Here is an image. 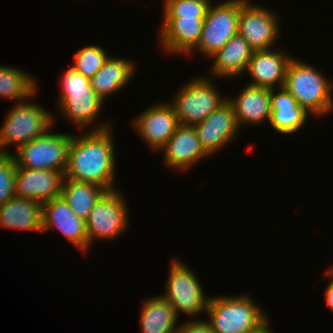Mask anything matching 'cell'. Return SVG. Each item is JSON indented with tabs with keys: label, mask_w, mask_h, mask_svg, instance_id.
<instances>
[{
	"label": "cell",
	"mask_w": 333,
	"mask_h": 333,
	"mask_svg": "<svg viewBox=\"0 0 333 333\" xmlns=\"http://www.w3.org/2000/svg\"><path fill=\"white\" fill-rule=\"evenodd\" d=\"M133 124L140 138L151 146L153 151H160L180 125L169 102L152 105L137 116Z\"/></svg>",
	"instance_id": "7c38bea8"
},
{
	"label": "cell",
	"mask_w": 333,
	"mask_h": 333,
	"mask_svg": "<svg viewBox=\"0 0 333 333\" xmlns=\"http://www.w3.org/2000/svg\"><path fill=\"white\" fill-rule=\"evenodd\" d=\"M119 191H106L95 203L86 223L88 247L92 241L111 240L128 228L127 204Z\"/></svg>",
	"instance_id": "30bf717a"
},
{
	"label": "cell",
	"mask_w": 333,
	"mask_h": 333,
	"mask_svg": "<svg viewBox=\"0 0 333 333\" xmlns=\"http://www.w3.org/2000/svg\"><path fill=\"white\" fill-rule=\"evenodd\" d=\"M21 146L14 158L17 167L65 172L73 134L49 133Z\"/></svg>",
	"instance_id": "52a82bcc"
},
{
	"label": "cell",
	"mask_w": 333,
	"mask_h": 333,
	"mask_svg": "<svg viewBox=\"0 0 333 333\" xmlns=\"http://www.w3.org/2000/svg\"><path fill=\"white\" fill-rule=\"evenodd\" d=\"M163 18H205L210 0H164Z\"/></svg>",
	"instance_id": "83f0119b"
},
{
	"label": "cell",
	"mask_w": 333,
	"mask_h": 333,
	"mask_svg": "<svg viewBox=\"0 0 333 333\" xmlns=\"http://www.w3.org/2000/svg\"><path fill=\"white\" fill-rule=\"evenodd\" d=\"M93 128L82 137L73 135L64 172L65 178L90 182L101 186L106 191L116 190L113 181L116 164H114L111 125L102 123Z\"/></svg>",
	"instance_id": "6da1fadb"
},
{
	"label": "cell",
	"mask_w": 333,
	"mask_h": 333,
	"mask_svg": "<svg viewBox=\"0 0 333 333\" xmlns=\"http://www.w3.org/2000/svg\"><path fill=\"white\" fill-rule=\"evenodd\" d=\"M64 172L17 167L15 195L39 203L61 196Z\"/></svg>",
	"instance_id": "9a60e30c"
},
{
	"label": "cell",
	"mask_w": 333,
	"mask_h": 333,
	"mask_svg": "<svg viewBox=\"0 0 333 333\" xmlns=\"http://www.w3.org/2000/svg\"><path fill=\"white\" fill-rule=\"evenodd\" d=\"M194 128L200 145L208 156L225 147L227 143L230 144L239 131L234 108L228 100L202 122L195 124Z\"/></svg>",
	"instance_id": "4fadbf2b"
},
{
	"label": "cell",
	"mask_w": 333,
	"mask_h": 333,
	"mask_svg": "<svg viewBox=\"0 0 333 333\" xmlns=\"http://www.w3.org/2000/svg\"><path fill=\"white\" fill-rule=\"evenodd\" d=\"M171 262L166 293L162 296L171 304L178 317L180 312L187 316L204 311L206 314L209 298L204 296L203 288L194 271L179 260L173 259Z\"/></svg>",
	"instance_id": "ba28073f"
},
{
	"label": "cell",
	"mask_w": 333,
	"mask_h": 333,
	"mask_svg": "<svg viewBox=\"0 0 333 333\" xmlns=\"http://www.w3.org/2000/svg\"><path fill=\"white\" fill-rule=\"evenodd\" d=\"M108 56L102 47L86 46L77 50L72 67L84 77L91 79L101 69Z\"/></svg>",
	"instance_id": "4316f807"
},
{
	"label": "cell",
	"mask_w": 333,
	"mask_h": 333,
	"mask_svg": "<svg viewBox=\"0 0 333 333\" xmlns=\"http://www.w3.org/2000/svg\"><path fill=\"white\" fill-rule=\"evenodd\" d=\"M292 58L288 54L275 52L273 48L253 51L245 71L252 78L247 85L267 89H275L276 86L283 88L286 70Z\"/></svg>",
	"instance_id": "e0dca14e"
},
{
	"label": "cell",
	"mask_w": 333,
	"mask_h": 333,
	"mask_svg": "<svg viewBox=\"0 0 333 333\" xmlns=\"http://www.w3.org/2000/svg\"><path fill=\"white\" fill-rule=\"evenodd\" d=\"M26 100L16 103L6 115L0 128V154H12L5 147L15 144L18 150L21 146L43 135L54 124L51 112L42 106Z\"/></svg>",
	"instance_id": "5b68a950"
},
{
	"label": "cell",
	"mask_w": 333,
	"mask_h": 333,
	"mask_svg": "<svg viewBox=\"0 0 333 333\" xmlns=\"http://www.w3.org/2000/svg\"><path fill=\"white\" fill-rule=\"evenodd\" d=\"M177 333H214L211 329V325L207 320H197L193 319L192 321H188L183 323L181 326L179 325Z\"/></svg>",
	"instance_id": "f546056e"
},
{
	"label": "cell",
	"mask_w": 333,
	"mask_h": 333,
	"mask_svg": "<svg viewBox=\"0 0 333 333\" xmlns=\"http://www.w3.org/2000/svg\"><path fill=\"white\" fill-rule=\"evenodd\" d=\"M206 313L214 333H252L269 321L248 294L209 297Z\"/></svg>",
	"instance_id": "3957f363"
},
{
	"label": "cell",
	"mask_w": 333,
	"mask_h": 333,
	"mask_svg": "<svg viewBox=\"0 0 333 333\" xmlns=\"http://www.w3.org/2000/svg\"><path fill=\"white\" fill-rule=\"evenodd\" d=\"M17 164L12 154H0V206L15 195Z\"/></svg>",
	"instance_id": "f1b7e54d"
},
{
	"label": "cell",
	"mask_w": 333,
	"mask_h": 333,
	"mask_svg": "<svg viewBox=\"0 0 333 333\" xmlns=\"http://www.w3.org/2000/svg\"><path fill=\"white\" fill-rule=\"evenodd\" d=\"M276 92V89H270L271 118L269 123L276 132L282 135L294 134L304 126L308 113L284 88H279V93Z\"/></svg>",
	"instance_id": "d6986e66"
},
{
	"label": "cell",
	"mask_w": 333,
	"mask_h": 333,
	"mask_svg": "<svg viewBox=\"0 0 333 333\" xmlns=\"http://www.w3.org/2000/svg\"><path fill=\"white\" fill-rule=\"evenodd\" d=\"M241 0H227L218 5H210L204 18L203 30L195 50L212 57L219 49L238 34V21Z\"/></svg>",
	"instance_id": "9c48e42d"
},
{
	"label": "cell",
	"mask_w": 333,
	"mask_h": 333,
	"mask_svg": "<svg viewBox=\"0 0 333 333\" xmlns=\"http://www.w3.org/2000/svg\"><path fill=\"white\" fill-rule=\"evenodd\" d=\"M60 83L62 90L57 102L61 114L80 129L95 124L104 101L92 89L90 79L71 66L64 71Z\"/></svg>",
	"instance_id": "277c9868"
},
{
	"label": "cell",
	"mask_w": 333,
	"mask_h": 333,
	"mask_svg": "<svg viewBox=\"0 0 333 333\" xmlns=\"http://www.w3.org/2000/svg\"><path fill=\"white\" fill-rule=\"evenodd\" d=\"M327 277L331 279L329 282L326 291H325V302L327 303L328 307L333 311V269L330 267V269L326 273Z\"/></svg>",
	"instance_id": "4dcf8cb0"
},
{
	"label": "cell",
	"mask_w": 333,
	"mask_h": 333,
	"mask_svg": "<svg viewBox=\"0 0 333 333\" xmlns=\"http://www.w3.org/2000/svg\"><path fill=\"white\" fill-rule=\"evenodd\" d=\"M269 322L267 321L263 326H261L257 331L252 333H272L271 330H269Z\"/></svg>",
	"instance_id": "1f68e13d"
},
{
	"label": "cell",
	"mask_w": 333,
	"mask_h": 333,
	"mask_svg": "<svg viewBox=\"0 0 333 333\" xmlns=\"http://www.w3.org/2000/svg\"><path fill=\"white\" fill-rule=\"evenodd\" d=\"M30 76L17 68L0 66V97L16 103L30 100L37 92V81Z\"/></svg>",
	"instance_id": "484cf974"
},
{
	"label": "cell",
	"mask_w": 333,
	"mask_h": 333,
	"mask_svg": "<svg viewBox=\"0 0 333 333\" xmlns=\"http://www.w3.org/2000/svg\"><path fill=\"white\" fill-rule=\"evenodd\" d=\"M160 151H164L167 167L182 171L208 156L200 145L194 126L181 124Z\"/></svg>",
	"instance_id": "2e32d148"
},
{
	"label": "cell",
	"mask_w": 333,
	"mask_h": 333,
	"mask_svg": "<svg viewBox=\"0 0 333 333\" xmlns=\"http://www.w3.org/2000/svg\"><path fill=\"white\" fill-rule=\"evenodd\" d=\"M0 226L42 232V203L15 196L0 206Z\"/></svg>",
	"instance_id": "44dd1931"
},
{
	"label": "cell",
	"mask_w": 333,
	"mask_h": 333,
	"mask_svg": "<svg viewBox=\"0 0 333 333\" xmlns=\"http://www.w3.org/2000/svg\"><path fill=\"white\" fill-rule=\"evenodd\" d=\"M105 192L104 188L96 184L65 178L61 196L76 216L86 221L95 203Z\"/></svg>",
	"instance_id": "d4e9b609"
},
{
	"label": "cell",
	"mask_w": 333,
	"mask_h": 333,
	"mask_svg": "<svg viewBox=\"0 0 333 333\" xmlns=\"http://www.w3.org/2000/svg\"><path fill=\"white\" fill-rule=\"evenodd\" d=\"M141 308L142 333H177L178 316L163 296L144 300Z\"/></svg>",
	"instance_id": "cb8c5ba5"
},
{
	"label": "cell",
	"mask_w": 333,
	"mask_h": 333,
	"mask_svg": "<svg viewBox=\"0 0 333 333\" xmlns=\"http://www.w3.org/2000/svg\"><path fill=\"white\" fill-rule=\"evenodd\" d=\"M237 98H227L234 108L238 127L256 125L271 118L270 89L247 85ZM249 123V124H248Z\"/></svg>",
	"instance_id": "ffe728a7"
},
{
	"label": "cell",
	"mask_w": 333,
	"mask_h": 333,
	"mask_svg": "<svg viewBox=\"0 0 333 333\" xmlns=\"http://www.w3.org/2000/svg\"><path fill=\"white\" fill-rule=\"evenodd\" d=\"M278 17L269 9L241 0L238 34L253 51L272 49L278 38Z\"/></svg>",
	"instance_id": "8fae6325"
},
{
	"label": "cell",
	"mask_w": 333,
	"mask_h": 333,
	"mask_svg": "<svg viewBox=\"0 0 333 333\" xmlns=\"http://www.w3.org/2000/svg\"><path fill=\"white\" fill-rule=\"evenodd\" d=\"M160 32L161 48L167 53L188 55L198 44L204 18H163Z\"/></svg>",
	"instance_id": "ac0fdd59"
},
{
	"label": "cell",
	"mask_w": 333,
	"mask_h": 333,
	"mask_svg": "<svg viewBox=\"0 0 333 333\" xmlns=\"http://www.w3.org/2000/svg\"><path fill=\"white\" fill-rule=\"evenodd\" d=\"M209 79L202 76L193 78L176 92L170 104L179 124L194 126L228 100L221 97Z\"/></svg>",
	"instance_id": "8992f818"
},
{
	"label": "cell",
	"mask_w": 333,
	"mask_h": 333,
	"mask_svg": "<svg viewBox=\"0 0 333 333\" xmlns=\"http://www.w3.org/2000/svg\"><path fill=\"white\" fill-rule=\"evenodd\" d=\"M135 63L127 59L108 56L101 69L90 79L92 89L104 101L126 86L134 75Z\"/></svg>",
	"instance_id": "603a6c76"
},
{
	"label": "cell",
	"mask_w": 333,
	"mask_h": 333,
	"mask_svg": "<svg viewBox=\"0 0 333 333\" xmlns=\"http://www.w3.org/2000/svg\"><path fill=\"white\" fill-rule=\"evenodd\" d=\"M332 86V82L312 65L295 57L290 60L283 88L307 113L320 117L333 109Z\"/></svg>",
	"instance_id": "7a4b0ae2"
},
{
	"label": "cell",
	"mask_w": 333,
	"mask_h": 333,
	"mask_svg": "<svg viewBox=\"0 0 333 333\" xmlns=\"http://www.w3.org/2000/svg\"><path fill=\"white\" fill-rule=\"evenodd\" d=\"M252 54L247 41L237 34L212 56L214 63L210 72L215 77H238L246 71Z\"/></svg>",
	"instance_id": "7402d4cb"
},
{
	"label": "cell",
	"mask_w": 333,
	"mask_h": 333,
	"mask_svg": "<svg viewBox=\"0 0 333 333\" xmlns=\"http://www.w3.org/2000/svg\"><path fill=\"white\" fill-rule=\"evenodd\" d=\"M51 227L57 228L80 251L89 250L86 223L76 216L62 196L42 204V232Z\"/></svg>",
	"instance_id": "5bb4252c"
}]
</instances>
